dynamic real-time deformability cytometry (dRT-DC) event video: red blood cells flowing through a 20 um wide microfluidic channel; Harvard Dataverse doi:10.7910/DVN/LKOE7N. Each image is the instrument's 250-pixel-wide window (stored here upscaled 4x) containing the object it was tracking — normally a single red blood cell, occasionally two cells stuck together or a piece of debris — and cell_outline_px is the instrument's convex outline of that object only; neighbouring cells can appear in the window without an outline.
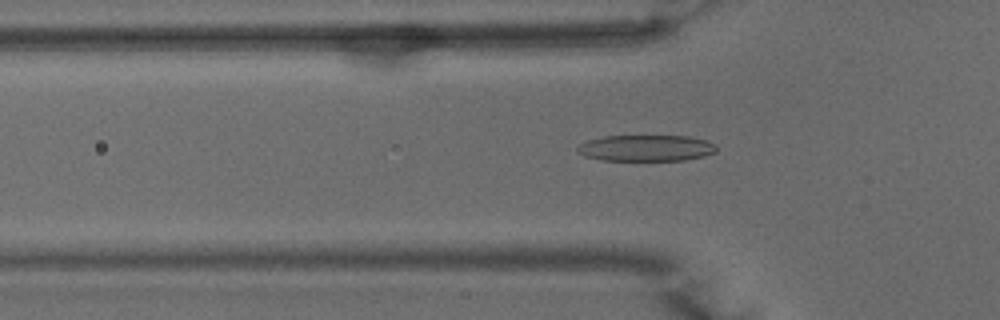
{"species": "common noctule bat (a hibernating species)", "species_latin": "Nyctalus noctula", "temperature_condition": "warm", "stored_images_in_passage": 48, "camera_frame_rate_fps": 3000, "um_per_image_px": 0.085, "animal": {"sex": "male", "body_mass_g": 15.6}, "frame": {"image": 1, "passage_image": 14, "time_ms": 4.333, "image_size_px": [1000, 320], "cell_outline_px": [[716, 152], [704, 156], [684, 160], [600, 160], [584, 156], [576, 152], [576, 148], [580, 144], [588, 140], [604, 136], [688, 136], [704, 140], [716, 144]], "centroid_in_image_um": [54.89, 12.59], "position_along_channel_um": 70.9, "area_um2": 21.27}}
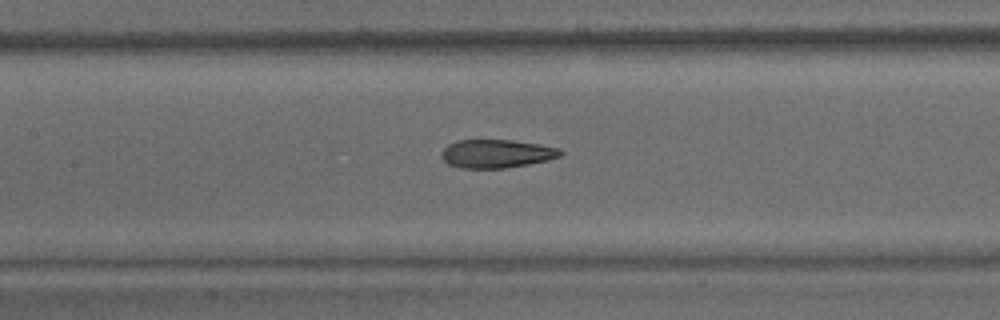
{"frame": {"image": 2, "passage_image": 21, "time_ms": 6.667, "image_size_px": [1000, 320], "cell_outline_px": [[564, 152], [560, 156], [548, 160], [528, 164], [504, 168], [460, 168], [448, 164], [440, 156], [440, 152], [448, 144], [460, 140], [512, 140], [560, 148]], "centroid_in_image_um": [42.18, 13.06], "position_along_channel_um": 165.2, "area_um2": 19.65}}
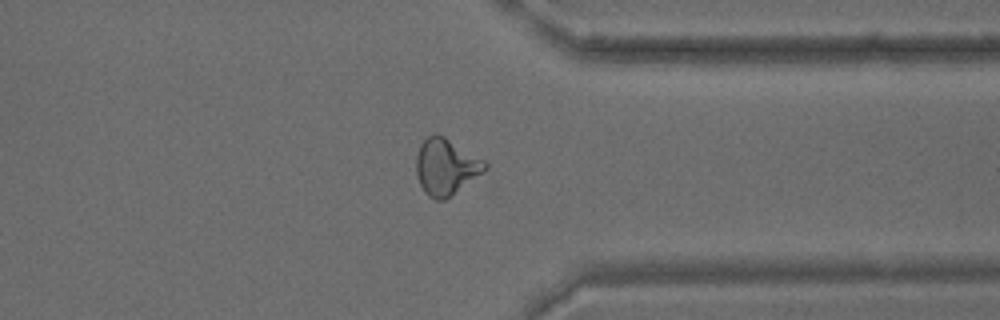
{"frame": {"image": 3, "passage_image": 37, "time_ms": 12.0, "image_size_px": [1000, 320], "cell_outline_px": [[488, 168], [484, 172], [444, 200], [436, 200], [428, 196], [424, 192], [420, 184], [416, 172], [416, 156], [420, 144], [428, 136], [436, 132], [444, 136], [484, 160], [488, 164]], "centroid_in_image_um": [37.89, 14.16], "position_along_channel_um": 373.5, "area_um2": 22.48}, "authors_computed_cell_mechanics": {"area_um2": 21.4438, "velocity_mm_per_s": 3.9838, "shape_relaxation_time_tau1_ms": 7.6669, "shape_relaxation_time_tau2_ms": 1.6732, "deformation_change_tau1": 0.2203, "deformation_change_tau2": 0.0973}}